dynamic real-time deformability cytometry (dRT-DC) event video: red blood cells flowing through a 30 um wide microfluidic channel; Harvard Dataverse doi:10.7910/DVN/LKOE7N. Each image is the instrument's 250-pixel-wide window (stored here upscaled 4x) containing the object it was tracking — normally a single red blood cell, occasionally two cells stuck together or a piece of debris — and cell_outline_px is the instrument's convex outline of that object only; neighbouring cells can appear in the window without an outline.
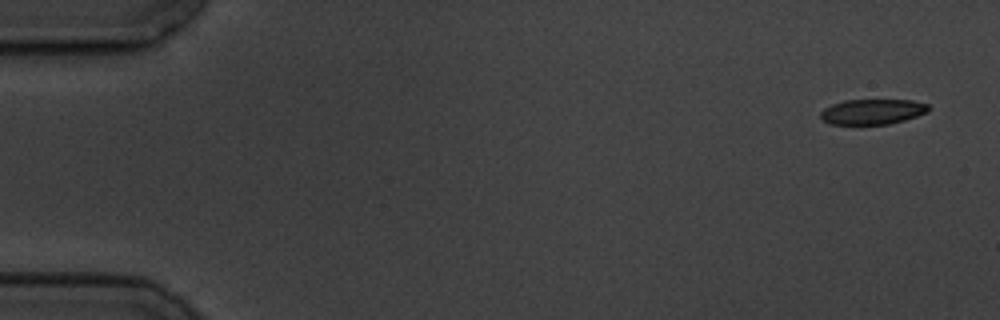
{"species": "common noctule bat (a hibernating species)", "species_latin": "Nyctalus noctula", "temperature_condition": "cold", "stored_images_in_passage": 5, "camera_frame_rate_fps": 3000, "um_per_image_px": 0.085, "animal": {"sex": "male", "body_mass_g": 19.5, "forearm_length_mm": 54.6}, "frame": {"image": 1, "passage_image": 1, "time_ms": 0.0, "image_size_px": [1000, 320], "cell_outline_px": [[928, 112], [904, 120], [888, 124], [828, 124], [820, 116], [820, 112], [824, 108], [832, 104], [844, 100], [912, 100], [928, 104]], "centroid_in_image_um": [74.14, 9.49], "position_along_channel_um": 10.9, "area_um2": 15.84}}
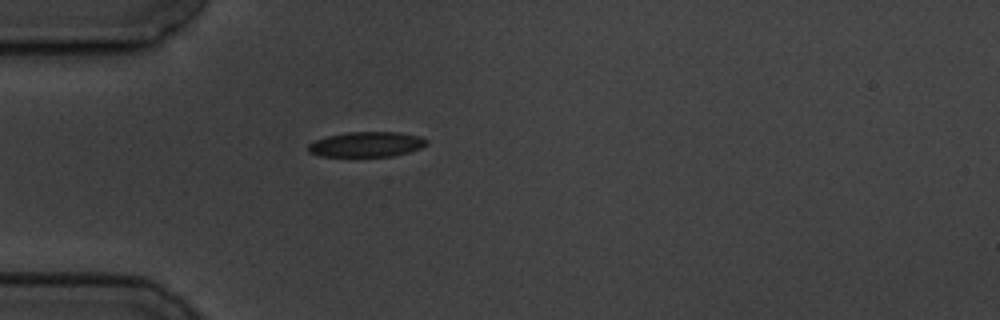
{"frame": {"image": 2, "passage_image": 5, "time_ms": 4.667, "image_size_px": [1000, 320], "cell_outline_px": [[428, 144], [420, 148], [408, 152], [392, 156], [320, 156], [308, 152], [308, 144], [316, 140], [328, 136], [348, 132], [400, 132], [420, 136], [428, 140]], "centroid_in_image_um": [31.18, 12.26], "position_along_channel_um": 53.8, "area_um2": 17.28}}